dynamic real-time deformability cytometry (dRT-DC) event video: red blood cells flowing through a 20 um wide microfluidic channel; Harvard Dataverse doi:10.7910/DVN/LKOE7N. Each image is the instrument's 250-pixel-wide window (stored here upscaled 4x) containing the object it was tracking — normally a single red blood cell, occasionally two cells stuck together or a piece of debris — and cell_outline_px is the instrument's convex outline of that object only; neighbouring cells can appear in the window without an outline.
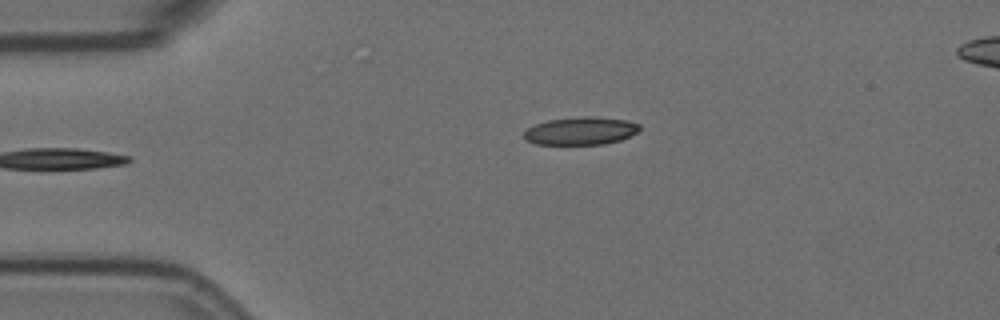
{"species": "Egyptian fruit bat (a non-hibernating species)", "species_latin": "Rousettus aegyptiacus", "temperature_condition": "room temperature", "stored_images_in_passage": 5, "camera_frame_rate_fps": 3000, "um_per_image_px": 0.085, "animal": {"sex": "female"}, "frame": {"image": 1, "passage_image": 5, "time_ms": 1.333, "image_size_px": [1000, 320], "cell_outline_px": [[640, 132], [620, 140], [604, 144], [536, 144], [524, 140], [524, 132], [528, 128], [536, 124], [548, 120], [580, 116], [588, 116], [624, 120], [640, 124]], "centroid_in_image_um": [49.37, 11.13], "position_along_channel_um": 35.6, "area_um2": 18.73}}